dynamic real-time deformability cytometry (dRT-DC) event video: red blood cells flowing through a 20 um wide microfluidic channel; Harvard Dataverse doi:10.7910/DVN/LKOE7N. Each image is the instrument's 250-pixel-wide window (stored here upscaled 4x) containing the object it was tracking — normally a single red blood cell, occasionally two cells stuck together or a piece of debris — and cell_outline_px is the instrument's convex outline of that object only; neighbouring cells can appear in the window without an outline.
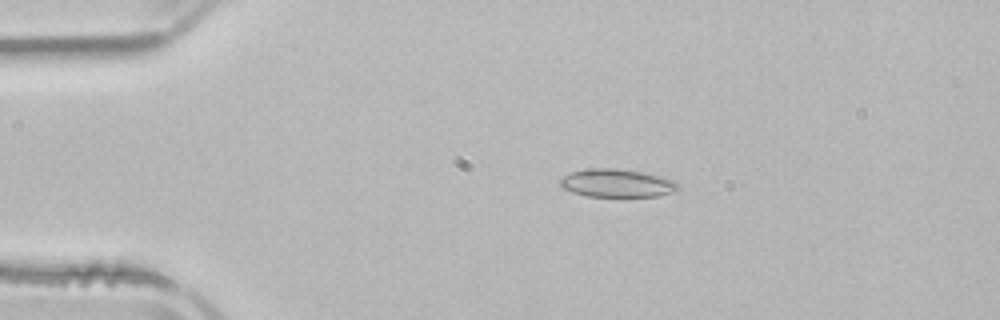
{"species": "common noctule bat (a hibernating species)", "species_latin": "Nyctalus noctula", "temperature_condition": "room temperature", "stored_images_in_passage": 4, "camera_frame_rate_fps": 3000, "um_per_image_px": 0.085, "animal": {"sex": "male", "body_mass_g": 21.5, "forearm_length_mm": 52.0}, "frame": {"image": 1, "passage_image": 2, "time_ms": 1.333, "image_size_px": [1000, 320], "cell_outline_px": [[680, 188], [672, 192], [660, 196], [588, 196], [572, 192], [564, 188], [560, 184], [560, 180], [564, 176], [572, 172], [588, 168], [616, 168], [644, 172], [664, 176], [676, 180], [680, 184]], "centroid_in_image_um": [52.52, 15.55], "position_along_channel_um": 32.5, "area_um2": 19.48}}